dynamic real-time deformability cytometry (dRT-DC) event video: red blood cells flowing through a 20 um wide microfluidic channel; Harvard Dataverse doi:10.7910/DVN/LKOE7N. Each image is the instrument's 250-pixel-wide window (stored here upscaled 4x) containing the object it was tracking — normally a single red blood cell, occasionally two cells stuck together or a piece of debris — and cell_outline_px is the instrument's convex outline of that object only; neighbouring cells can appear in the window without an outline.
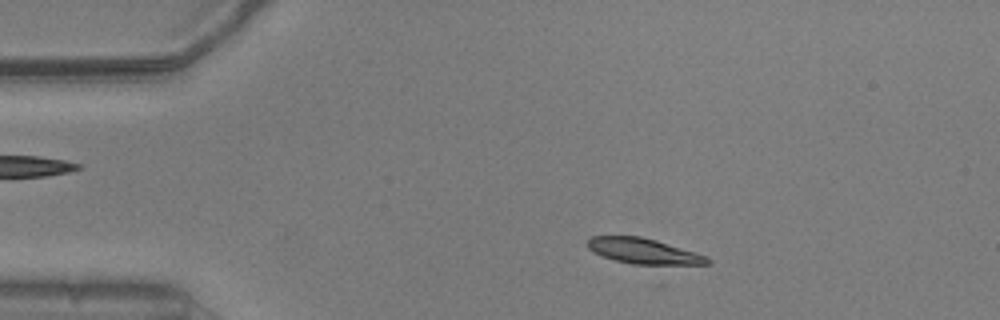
{"species": "common noctule bat (a hibernating species)", "species_latin": "Nyctalus noctula", "temperature_condition": "warm", "stored_images_in_passage": 34, "camera_frame_rate_fps": 3000, "um_per_image_px": 0.085, "animal": {"sex": "male", "body_mass_g": 20.5, "forearm_length_mm": 52.5}, "frame": {"image": 1, "passage_image": 4, "time_ms": 1.0, "image_size_px": [1000, 320], "cell_outline_px": [[712, 260], [708, 264], [664, 268], [656, 268], [632, 264], [616, 260], [592, 252], [588, 248], [588, 236], [640, 236], [656, 240], [708, 256]], "centroid_in_image_um": [54.82, 21.41], "position_along_channel_um": 30.2, "area_um2": 18.84}}
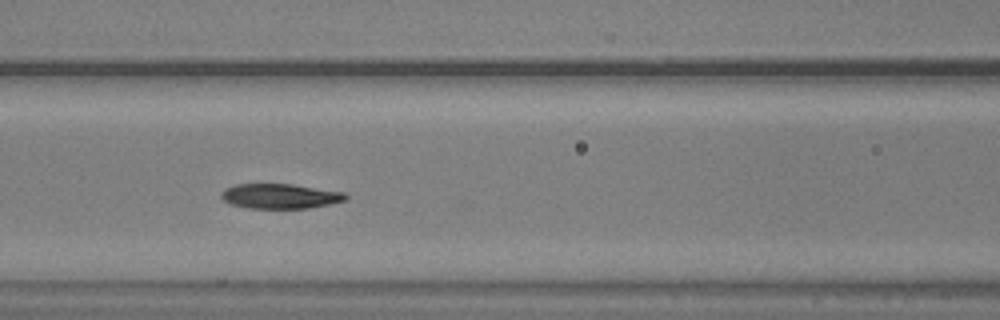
{"frame": {"image": 2, "passage_image": 17, "time_ms": 5.333, "image_size_px": [1000, 320], "cell_outline_px": [[348, 200], [308, 208], [248, 208], [232, 204], [224, 200], [220, 196], [220, 192], [224, 188], [236, 184], [292, 184], [344, 192], [348, 196]], "centroid_in_image_um": [23.8, 16.67], "position_along_channel_um": 142.8, "area_um2": 18.03}}
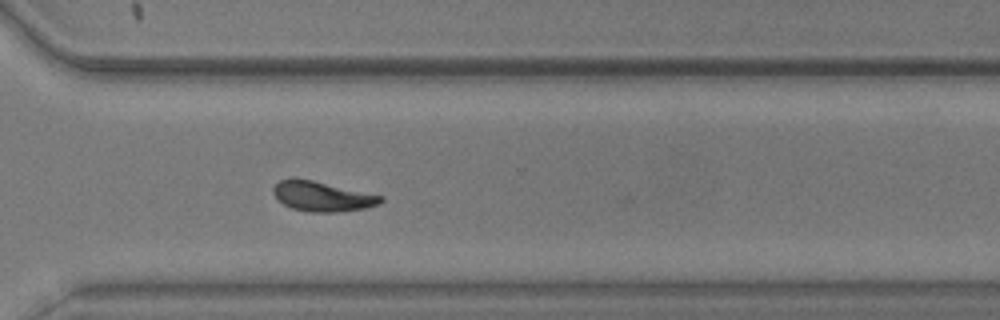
{"frame": {"image": 3, "passage_image": 33, "time_ms": 10.667, "image_size_px": [1000, 320], "cell_outline_px": [[384, 200], [380, 204], [368, 208], [336, 212], [308, 212], [292, 208], [276, 200], [272, 192], [272, 188], [280, 180], [292, 176], [312, 180], [384, 196]], "centroid_in_image_um": [27.36, 16.68], "position_along_channel_um": 343.2, "area_um2": 19.07}}